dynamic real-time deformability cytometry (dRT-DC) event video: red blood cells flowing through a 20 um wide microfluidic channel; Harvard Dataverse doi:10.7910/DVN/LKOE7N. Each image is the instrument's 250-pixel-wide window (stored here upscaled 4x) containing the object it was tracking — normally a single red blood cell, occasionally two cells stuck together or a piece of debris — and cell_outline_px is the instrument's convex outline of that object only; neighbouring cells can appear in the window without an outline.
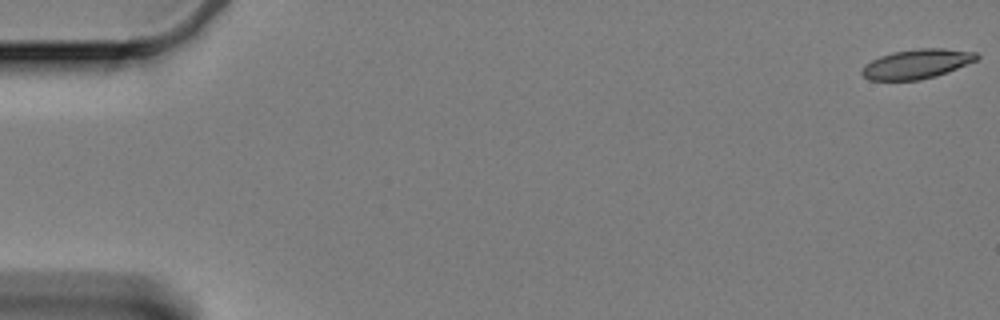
{"species": "Egyptian fruit bat (a non-hibernating species)", "species_latin": "Rousettus aegyptiacus", "temperature_condition": "cold", "stored_images_in_passage": 61, "camera_frame_rate_fps": 3000, "um_per_image_px": 0.085, "animal": {"sex": "female"}, "frame": {"image": 1, "passage_image": 1, "time_ms": 0.0, "image_size_px": [1000, 320], "cell_outline_px": [[980, 56], [976, 60], [936, 76], [920, 80], [868, 80], [860, 72], [864, 64], [880, 56], [892, 52], [920, 48], [944, 48], [976, 52]], "centroid_in_image_um": [77.9, 5.43], "position_along_channel_um": 7.1, "area_um2": 19.65}}
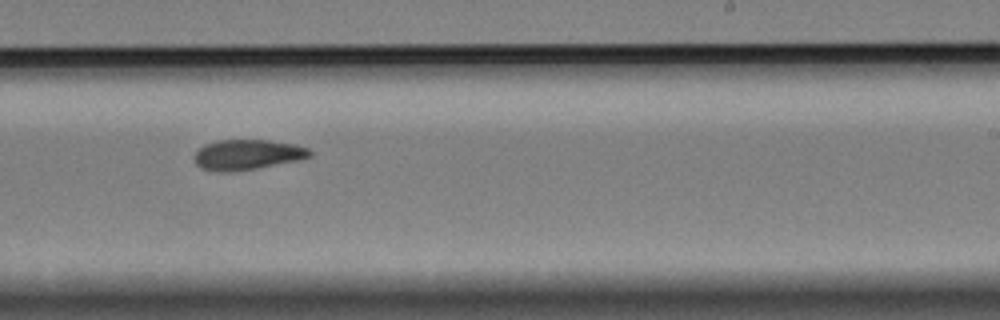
{"frame": {"image": 2, "passage_image": 38, "time_ms": 12.333, "image_size_px": [1000, 320], "cell_outline_px": [[312, 156], [296, 160], [236, 172], [216, 172], [200, 168], [196, 164], [196, 152], [204, 144], [216, 140], [268, 140], [296, 144], [308, 148], [312, 152]], "centroid_in_image_um": [21.01, 13.14], "position_along_channel_um": 268.0, "area_um2": 20.35}}
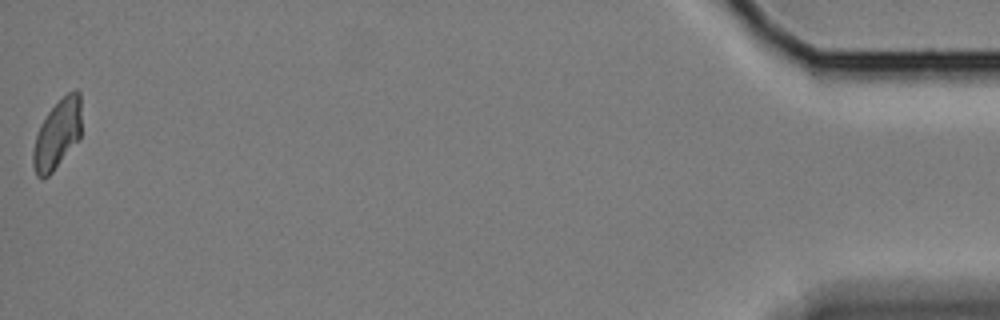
{"frame": {"image": 3, "passage_image": 61, "time_ms": 20.0, "image_size_px": [1000, 320], "cell_outline_px": [[80, 136], [52, 172], [48, 176], [40, 180], [36, 176], [32, 164], [32, 152], [36, 136], [40, 124], [48, 112], [68, 92], [76, 88], [80, 92]], "centroid_in_image_um": [4.83, 11.42], "position_along_channel_um": 430.4, "area_um2": 19.25}, "authors_computed_cell_mechanics": {"area_um2": 20.4612, "velocity_mm_per_s": 3.3047, "shape_relaxation_time_tau1_ms": null, "shape_relaxation_time_tau2_ms": 4.3456, "deformation_change_tau1": null, "deformation_change_tau2": 0.0932}}